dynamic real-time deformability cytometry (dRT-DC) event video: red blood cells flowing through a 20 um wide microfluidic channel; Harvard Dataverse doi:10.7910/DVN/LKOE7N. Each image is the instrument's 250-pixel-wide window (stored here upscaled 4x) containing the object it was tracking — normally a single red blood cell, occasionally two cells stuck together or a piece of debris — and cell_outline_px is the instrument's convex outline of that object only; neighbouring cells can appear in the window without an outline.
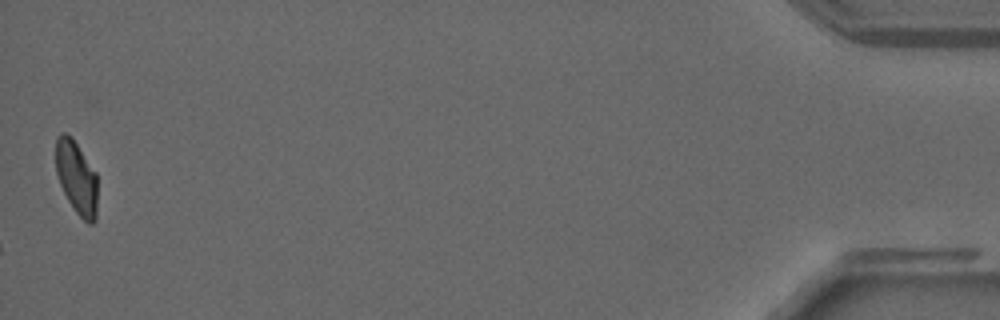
{"species": "common noctule bat (a hibernating species)", "species_latin": "Nyctalus noctula", "temperature_condition": "warm", "stored_images_in_passage": 35, "camera_frame_rate_fps": 3000, "um_per_image_px": 0.085, "animal": {"sex": "male", "forearm_length_mm": 52.5}, "frame": {"image": 1, "passage_image": 35, "time_ms": 11.333, "image_size_px": [1000, 320], "cell_outline_px": [[96, 220], [92, 224], [88, 224], [76, 212], [68, 200], [60, 184], [56, 172], [56, 136], [60, 132], [64, 132], [72, 136], [96, 172]], "centroid_in_image_um": [6.49, 15.05], "position_along_channel_um": 428.7, "area_um2": 17.8}}